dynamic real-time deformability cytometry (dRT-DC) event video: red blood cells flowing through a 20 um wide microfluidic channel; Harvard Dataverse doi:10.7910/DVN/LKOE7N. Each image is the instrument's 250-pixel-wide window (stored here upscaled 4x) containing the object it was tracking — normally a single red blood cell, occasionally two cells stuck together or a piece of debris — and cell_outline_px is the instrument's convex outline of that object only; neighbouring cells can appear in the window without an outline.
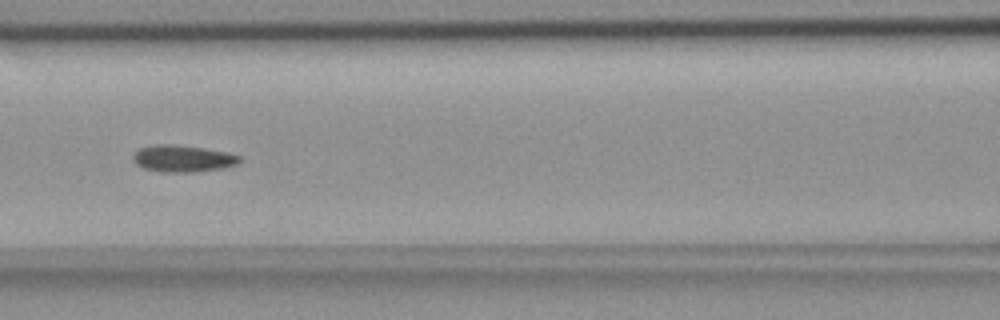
{"species": "common noctule bat (a hibernating species)", "species_latin": "Nyctalus noctula", "temperature_condition": "room temperature", "stored_images_in_passage": 16, "camera_frame_rate_fps": 3000, "um_per_image_px": 0.085, "animal": {"sex": "female", "body_mass_g": 18.4}, "frame": {"image": 1, "passage_image": 14, "time_ms": 4.333, "image_size_px": [1000, 320], "cell_outline_px": [[240, 164], [224, 168], [192, 172], [160, 172], [144, 168], [136, 164], [132, 160], [132, 156], [140, 148], [156, 144], [172, 144], [204, 148], [228, 152], [240, 156]], "centroid_in_image_um": [15.55, 13.48], "position_along_channel_um": 151.0, "area_um2": 16.76}}